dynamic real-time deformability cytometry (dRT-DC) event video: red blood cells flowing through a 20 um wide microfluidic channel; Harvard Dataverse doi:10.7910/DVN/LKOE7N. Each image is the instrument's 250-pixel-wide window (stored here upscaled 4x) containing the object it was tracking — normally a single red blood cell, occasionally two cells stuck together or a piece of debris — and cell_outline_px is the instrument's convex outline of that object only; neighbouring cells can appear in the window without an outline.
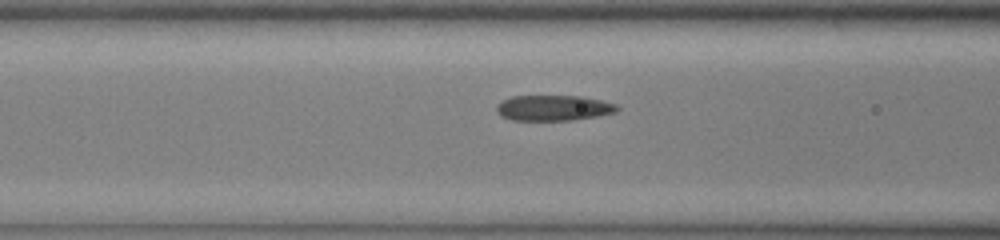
{"species": "common noctule bat (a hibernating species)", "species_latin": "Nyctalus noctula", "temperature_condition": "cold", "stored_images_in_passage": 7, "camera_frame_rate_fps": 3000, "um_per_image_px": 0.085, "animal": {"sex": "male", "body_mass_g": 13.0, "forearm_length_mm": 53.1}, "frame": {"image": 1, "passage_image": 5, "time_ms": 1.333, "image_size_px": [1000, 240], "cell_outline_px": [[620, 108], [616, 112], [596, 116], [572, 120], [512, 120], [500, 116], [496, 112], [496, 104], [512, 96], [584, 96], [616, 104]], "centroid_in_image_um": [47.03, 9.17], "position_along_channel_um": 119.6, "area_um2": 17.98}}